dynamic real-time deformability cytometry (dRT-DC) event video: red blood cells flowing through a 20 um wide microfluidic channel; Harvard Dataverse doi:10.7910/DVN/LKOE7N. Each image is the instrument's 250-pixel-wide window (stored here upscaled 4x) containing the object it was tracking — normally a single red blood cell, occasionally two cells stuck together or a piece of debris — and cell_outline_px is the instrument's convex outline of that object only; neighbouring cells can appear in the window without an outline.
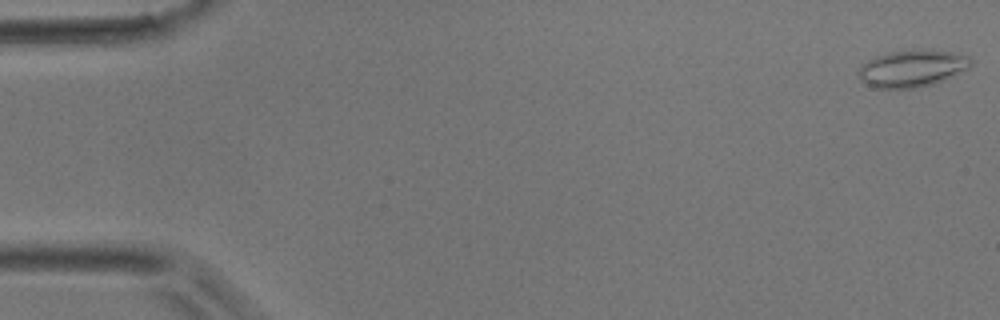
{"species": "common noctule bat (a hibernating species)", "species_latin": "Nyctalus noctula", "temperature_condition": "room temperature", "stored_images_in_passage": 4, "camera_frame_rate_fps": 3000, "um_per_image_px": 0.085, "animal": {"sex": "male", "body_mass_g": 17.9}, "frame": {"image": 1, "passage_image": 1, "time_ms": 0.0, "image_size_px": [1000, 320], "cell_outline_px": [[972, 64], [968, 68], [944, 80], [920, 88], [872, 88], [860, 80], [856, 72], [860, 64], [876, 56], [892, 52], [916, 48], [952, 52], [972, 56]], "centroid_in_image_um": [77.51, 5.81], "position_along_channel_um": 7.5, "area_um2": 24.68}}